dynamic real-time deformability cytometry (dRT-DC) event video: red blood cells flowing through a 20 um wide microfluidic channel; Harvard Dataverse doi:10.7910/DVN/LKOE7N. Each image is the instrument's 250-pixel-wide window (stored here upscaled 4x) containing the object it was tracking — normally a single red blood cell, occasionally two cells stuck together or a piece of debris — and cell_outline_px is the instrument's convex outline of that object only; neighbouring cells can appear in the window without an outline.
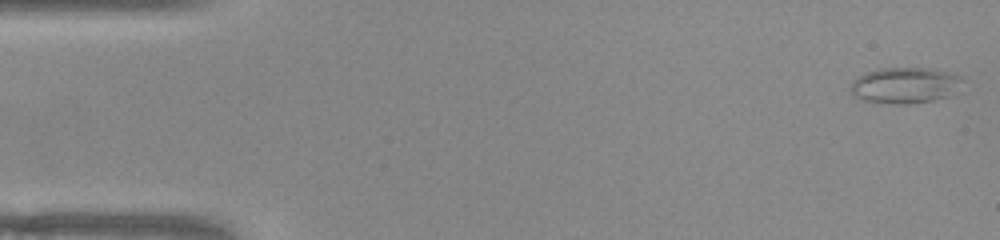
{"species": "common noctule bat (a hibernating species)", "species_latin": "Nyctalus noctula", "temperature_condition": "warm", "stored_images_in_passage": 45, "camera_frame_rate_fps": 3000, "um_per_image_px": 0.085, "animal": {"sex": "female", "body_mass_g": 22.0, "forearm_length_mm": 56.7}, "frame": {"image": 1, "passage_image": 1, "time_ms": 0.0, "image_size_px": [1000, 240], "cell_outline_px": [[960, 80], [948, 96], [932, 100], [908, 104], [892, 104], [860, 100], [848, 88], [852, 80], [856, 76], [876, 68], [932, 68], [948, 72], [960, 76]], "centroid_in_image_um": [76.78, 7.24], "position_along_channel_um": 8.2, "area_um2": 23.29}}
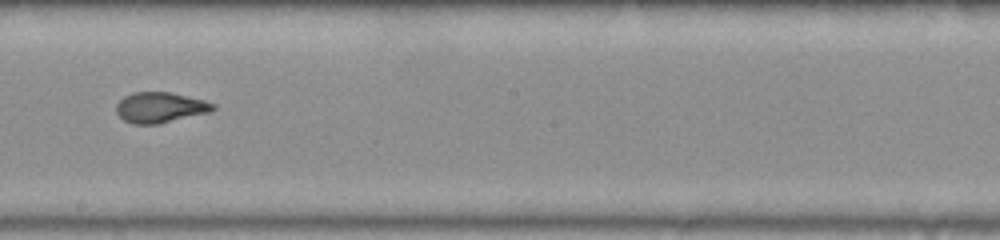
{"frame": {"image": 2, "passage_image": 28, "time_ms": 9.0, "image_size_px": [1000, 240], "cell_outline_px": [[216, 108], [212, 112], [160, 124], [132, 124], [124, 120], [116, 112], [116, 104], [124, 96], [132, 92], [168, 92], [204, 100], [216, 104]], "centroid_in_image_um": [13.63, 9.14], "position_along_channel_um": 234.6, "area_um2": 17.4}}
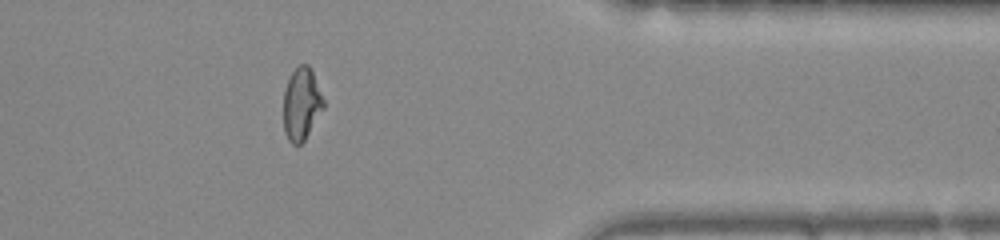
{"frame": {"image": 3, "passage_image": 41, "time_ms": 13.333, "image_size_px": [1000, 240], "cell_outline_px": [[324, 108], [304, 140], [300, 144], [292, 144], [288, 140], [284, 132], [284, 88], [292, 72], [300, 64], [308, 64], [312, 68], [324, 100]], "centroid_in_image_um": [25.63, 8.81], "position_along_channel_um": 385.8, "area_um2": 16.94}, "authors_computed_cell_mechanics": {"area_um2": 17.5712, "velocity_mm_per_s": 3.9436, "shape_relaxation_time_tau1_ms": 11.1479, "shape_relaxation_time_tau2_ms": 1.3694, "deformation_change_tau1": 0.2411, "deformation_change_tau2": 0.072}}